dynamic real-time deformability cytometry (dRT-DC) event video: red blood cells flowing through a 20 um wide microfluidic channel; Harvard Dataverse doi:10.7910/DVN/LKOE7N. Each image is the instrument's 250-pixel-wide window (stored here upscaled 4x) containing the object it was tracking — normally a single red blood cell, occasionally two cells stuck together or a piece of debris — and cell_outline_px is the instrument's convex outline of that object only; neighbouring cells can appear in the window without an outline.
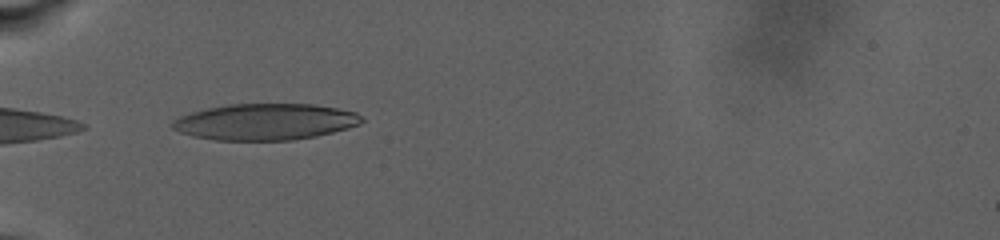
{"species": "human", "species_latin": "Homo sapiens", "temperature_condition": "warm", "stored_images_in_passage": 50, "camera_frame_rate_fps": 3000, "um_per_image_px": 0.085, "donor": {"sex": "male"}, "frame": {"image": 1, "passage_image": 1, "time_ms": 0.0, "image_size_px": [1000, 240], "cell_outline_px": [[364, 120], [360, 124], [348, 128], [316, 136], [292, 140], [216, 140], [192, 136], [180, 132], [172, 128], [172, 120], [180, 116], [192, 112], [208, 108], [228, 104], [312, 104], [336, 108], [356, 112]], "centroid_in_image_um": [22.54, 10.35], "position_along_channel_um": 62.5, "area_um2": 40.0}}
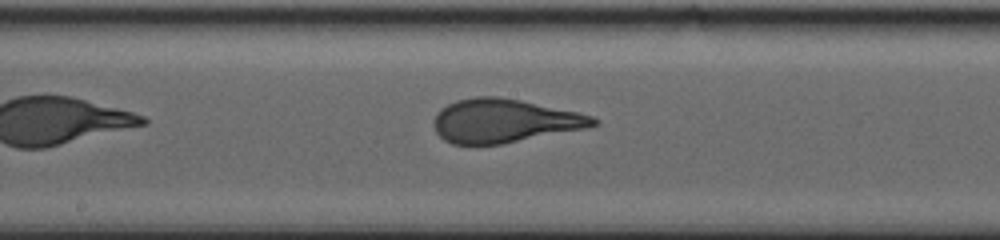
{"frame": {"image": 2, "passage_image": 20, "time_ms": 6.0, "image_size_px": [1000, 240], "cell_outline_px": [[600, 124], [588, 128], [504, 144], [472, 148], [452, 144], [444, 140], [436, 132], [432, 124], [432, 120], [436, 112], [440, 108], [456, 100], [476, 96], [496, 96], [520, 100], [576, 112], [592, 116], [600, 120]], "centroid_in_image_um": [42.8, 10.31], "position_along_channel_um": 205.4, "area_um2": 41.62}}
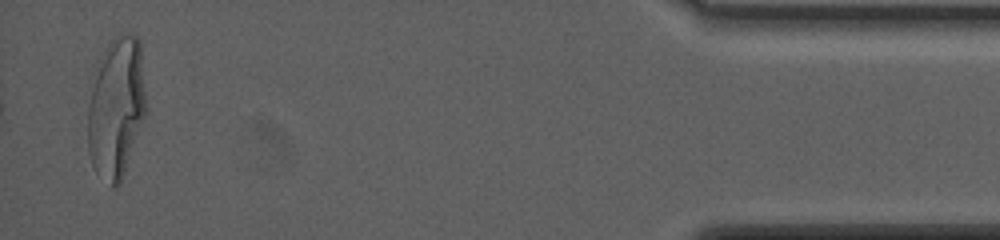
{"frame": {"image": 3, "passage_image": 49, "time_ms": 17.0, "image_size_px": [1000, 240], "cell_outline_px": [[148, 108], [120, 184], [116, 188], [112, 188], [96, 172], [92, 164], [88, 152], [88, 108], [92, 72], [104, 48], [120, 32], [128, 32], [136, 36], [140, 40]], "centroid_in_image_um": [9.89, 9.09], "position_along_channel_um": 425.3, "area_um2": 48.96}, "authors_computed_cell_mechanics": {"area_um2": 40.8646, "velocity_mm_per_s": 2.5955, "shape_relaxation_time_tau1_ms": 8.0214, "shape_relaxation_time_tau2_ms": null, "deformation_change_tau1": 0.2717, "deformation_change_tau2": null}}